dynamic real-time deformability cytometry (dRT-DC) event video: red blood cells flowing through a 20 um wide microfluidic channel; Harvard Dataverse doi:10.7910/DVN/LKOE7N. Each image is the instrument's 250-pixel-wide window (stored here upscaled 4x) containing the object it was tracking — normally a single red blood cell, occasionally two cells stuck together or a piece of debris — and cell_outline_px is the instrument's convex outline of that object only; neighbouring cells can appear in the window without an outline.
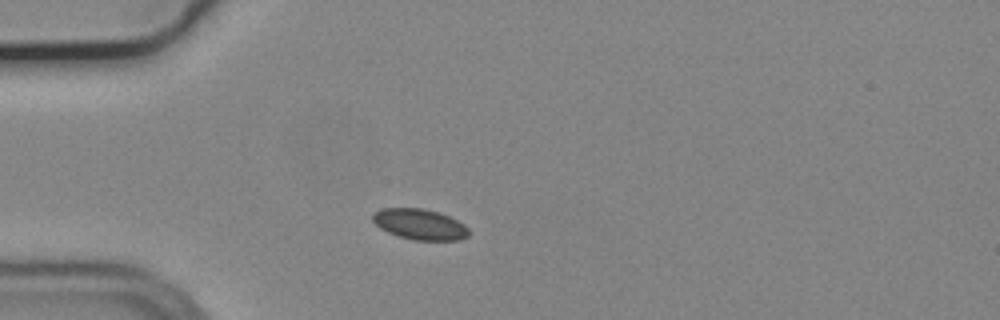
{"species": "common noctule bat (a hibernating species)", "species_latin": "Nyctalus noctula", "temperature_condition": "cold", "stored_images_in_passage": 41, "camera_frame_rate_fps": 3000, "um_per_image_px": 0.085, "animal": {"sex": "male", "body_mass_g": 19.2, "forearm_length_mm": 51.8}, "frame": {"image": 1, "passage_image": 1, "time_ms": 0.0, "image_size_px": [1000, 320], "cell_outline_px": [[472, 232], [468, 236], [460, 240], [412, 240], [388, 232], [380, 228], [372, 220], [372, 212], [384, 208], [424, 208], [440, 212], [464, 224]], "centroid_in_image_um": [35.7, 19.06], "position_along_channel_um": 49.3, "area_um2": 17.34}}
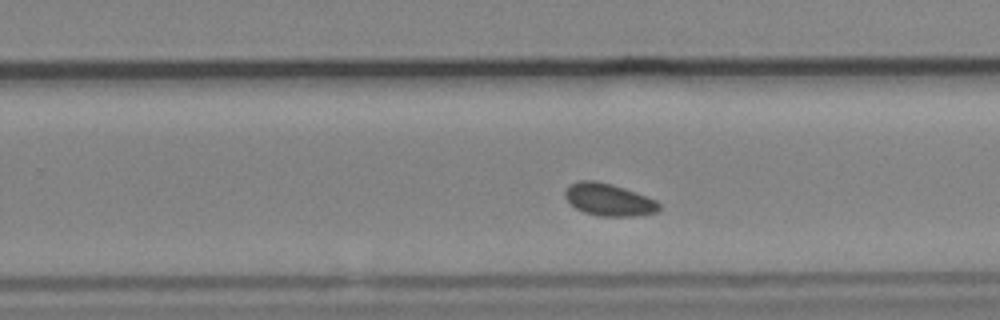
{"frame": {"image": 2, "passage_image": 21, "time_ms": 6.667, "image_size_px": [1000, 320], "cell_outline_px": [[660, 208], [656, 212], [636, 216], [600, 216], [584, 212], [576, 208], [564, 196], [564, 192], [568, 184], [580, 180], [596, 180], [612, 184], [624, 188], [656, 200], [660, 204]], "centroid_in_image_um": [51.72, 16.96], "position_along_channel_um": 278.1, "area_um2": 17.69}}
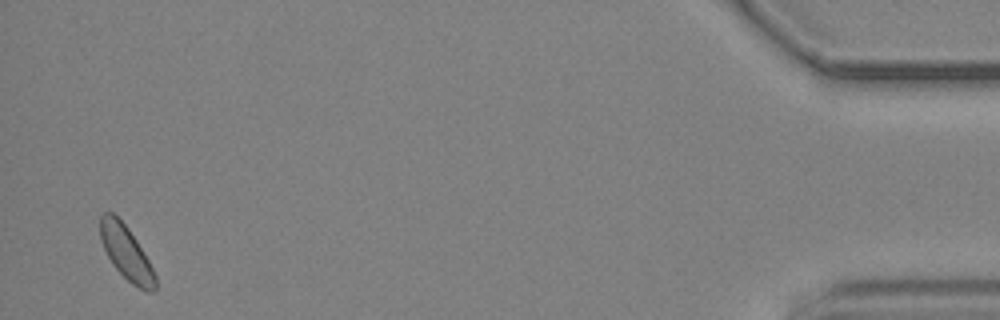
{"frame": {"image": 3, "passage_image": 40, "time_ms": 13.0, "image_size_px": [1000, 320], "cell_outline_px": [[156, 288], [152, 292], [148, 292], [132, 284], [112, 264], [100, 240], [100, 216], [104, 212], [112, 212], [128, 228], [136, 240], [148, 260], [156, 276]], "centroid_in_image_um": [10.72, 21.48], "position_along_channel_um": 424.5, "area_um2": 16.99}}